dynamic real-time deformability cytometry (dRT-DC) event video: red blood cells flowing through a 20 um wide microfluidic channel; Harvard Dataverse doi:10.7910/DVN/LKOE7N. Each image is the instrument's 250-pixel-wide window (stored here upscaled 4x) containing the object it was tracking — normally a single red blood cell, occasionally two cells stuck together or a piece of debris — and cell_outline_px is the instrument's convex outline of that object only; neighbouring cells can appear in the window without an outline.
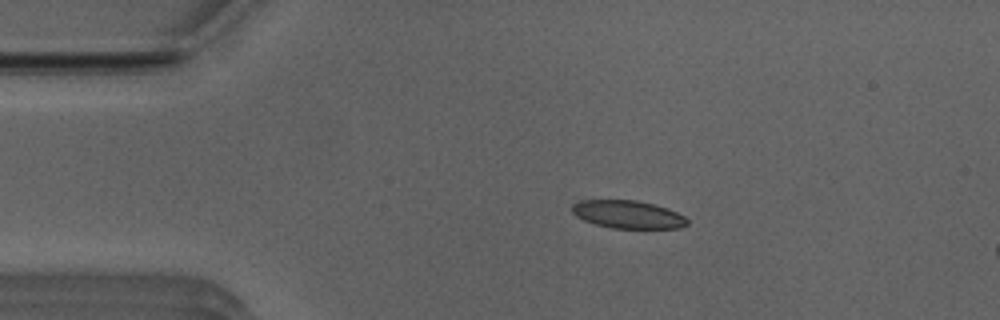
{"species": "Egyptian fruit bat (a non-hibernating species)", "species_latin": "Rousettus aegyptiacus", "temperature_condition": "room temperature", "stored_images_in_passage": 8, "camera_frame_rate_fps": 3000, "um_per_image_px": 0.085, "animal": {"sex": "male"}, "frame": {"image": 1, "passage_image": 2, "time_ms": 0.333, "image_size_px": [1000, 320], "cell_outline_px": [[688, 224], [680, 228], [612, 228], [596, 224], [584, 220], [576, 216], [572, 212], [572, 204], [580, 200], [636, 200], [668, 208], [684, 216], [688, 220]], "centroid_in_image_um": [53.37, 18.22], "position_along_channel_um": 31.6, "area_um2": 18.67}}